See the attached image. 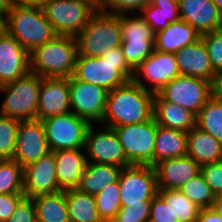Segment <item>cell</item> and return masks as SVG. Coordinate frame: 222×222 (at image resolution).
<instances>
[{"label": "cell", "instance_id": "obj_1", "mask_svg": "<svg viewBox=\"0 0 222 222\" xmlns=\"http://www.w3.org/2000/svg\"><path fill=\"white\" fill-rule=\"evenodd\" d=\"M154 96L132 80L108 91L101 124L110 128L141 123L153 118Z\"/></svg>", "mask_w": 222, "mask_h": 222}, {"label": "cell", "instance_id": "obj_2", "mask_svg": "<svg viewBox=\"0 0 222 222\" xmlns=\"http://www.w3.org/2000/svg\"><path fill=\"white\" fill-rule=\"evenodd\" d=\"M133 73L134 70L127 64L121 48L117 47L101 57L77 54L73 77L111 91L132 80Z\"/></svg>", "mask_w": 222, "mask_h": 222}, {"label": "cell", "instance_id": "obj_3", "mask_svg": "<svg viewBox=\"0 0 222 222\" xmlns=\"http://www.w3.org/2000/svg\"><path fill=\"white\" fill-rule=\"evenodd\" d=\"M6 27L29 53L57 36L40 5L8 3Z\"/></svg>", "mask_w": 222, "mask_h": 222}, {"label": "cell", "instance_id": "obj_4", "mask_svg": "<svg viewBox=\"0 0 222 222\" xmlns=\"http://www.w3.org/2000/svg\"><path fill=\"white\" fill-rule=\"evenodd\" d=\"M78 54L76 37L56 36L30 52V72L42 78L73 76Z\"/></svg>", "mask_w": 222, "mask_h": 222}, {"label": "cell", "instance_id": "obj_5", "mask_svg": "<svg viewBox=\"0 0 222 222\" xmlns=\"http://www.w3.org/2000/svg\"><path fill=\"white\" fill-rule=\"evenodd\" d=\"M76 41L80 56L101 57L104 53L120 47V15L109 13L99 7L76 36Z\"/></svg>", "mask_w": 222, "mask_h": 222}, {"label": "cell", "instance_id": "obj_6", "mask_svg": "<svg viewBox=\"0 0 222 222\" xmlns=\"http://www.w3.org/2000/svg\"><path fill=\"white\" fill-rule=\"evenodd\" d=\"M44 15L57 36L76 37L99 8L91 0H43Z\"/></svg>", "mask_w": 222, "mask_h": 222}, {"label": "cell", "instance_id": "obj_7", "mask_svg": "<svg viewBox=\"0 0 222 222\" xmlns=\"http://www.w3.org/2000/svg\"><path fill=\"white\" fill-rule=\"evenodd\" d=\"M42 77L28 72L15 81L0 86L6 93L0 105V114L17 120L37 119L39 89Z\"/></svg>", "mask_w": 222, "mask_h": 222}, {"label": "cell", "instance_id": "obj_8", "mask_svg": "<svg viewBox=\"0 0 222 222\" xmlns=\"http://www.w3.org/2000/svg\"><path fill=\"white\" fill-rule=\"evenodd\" d=\"M127 160L132 165L154 167L157 124L154 117L141 123L114 128Z\"/></svg>", "mask_w": 222, "mask_h": 222}, {"label": "cell", "instance_id": "obj_9", "mask_svg": "<svg viewBox=\"0 0 222 222\" xmlns=\"http://www.w3.org/2000/svg\"><path fill=\"white\" fill-rule=\"evenodd\" d=\"M50 151L84 149L86 133L91 125L72 111L41 120Z\"/></svg>", "mask_w": 222, "mask_h": 222}, {"label": "cell", "instance_id": "obj_10", "mask_svg": "<svg viewBox=\"0 0 222 222\" xmlns=\"http://www.w3.org/2000/svg\"><path fill=\"white\" fill-rule=\"evenodd\" d=\"M118 182L121 207L130 204H151L157 194L156 172L150 165L122 168Z\"/></svg>", "mask_w": 222, "mask_h": 222}, {"label": "cell", "instance_id": "obj_11", "mask_svg": "<svg viewBox=\"0 0 222 222\" xmlns=\"http://www.w3.org/2000/svg\"><path fill=\"white\" fill-rule=\"evenodd\" d=\"M179 75L175 54L154 49L153 53L135 68L132 81L155 94ZM144 81L151 84L150 88Z\"/></svg>", "mask_w": 222, "mask_h": 222}, {"label": "cell", "instance_id": "obj_12", "mask_svg": "<svg viewBox=\"0 0 222 222\" xmlns=\"http://www.w3.org/2000/svg\"><path fill=\"white\" fill-rule=\"evenodd\" d=\"M102 127L101 131H96L91 124L87 130L84 147L87 162L111 164L121 168L131 166L114 128Z\"/></svg>", "mask_w": 222, "mask_h": 222}, {"label": "cell", "instance_id": "obj_13", "mask_svg": "<svg viewBox=\"0 0 222 222\" xmlns=\"http://www.w3.org/2000/svg\"><path fill=\"white\" fill-rule=\"evenodd\" d=\"M70 87L71 111L90 124L102 122L108 90L105 88L75 79L68 78Z\"/></svg>", "mask_w": 222, "mask_h": 222}, {"label": "cell", "instance_id": "obj_14", "mask_svg": "<svg viewBox=\"0 0 222 222\" xmlns=\"http://www.w3.org/2000/svg\"><path fill=\"white\" fill-rule=\"evenodd\" d=\"M159 94L166 101L182 106L197 116L204 104L211 98L210 82L179 75L166 84Z\"/></svg>", "mask_w": 222, "mask_h": 222}, {"label": "cell", "instance_id": "obj_15", "mask_svg": "<svg viewBox=\"0 0 222 222\" xmlns=\"http://www.w3.org/2000/svg\"><path fill=\"white\" fill-rule=\"evenodd\" d=\"M50 151L44 125L40 119L20 120L13 160L19 165H26L38 161Z\"/></svg>", "mask_w": 222, "mask_h": 222}, {"label": "cell", "instance_id": "obj_16", "mask_svg": "<svg viewBox=\"0 0 222 222\" xmlns=\"http://www.w3.org/2000/svg\"><path fill=\"white\" fill-rule=\"evenodd\" d=\"M23 193L33 198L42 194H53L61 191L56 177L54 152H49L38 161L23 167Z\"/></svg>", "mask_w": 222, "mask_h": 222}, {"label": "cell", "instance_id": "obj_17", "mask_svg": "<svg viewBox=\"0 0 222 222\" xmlns=\"http://www.w3.org/2000/svg\"><path fill=\"white\" fill-rule=\"evenodd\" d=\"M30 72V53L7 31L0 36V86Z\"/></svg>", "mask_w": 222, "mask_h": 222}, {"label": "cell", "instance_id": "obj_18", "mask_svg": "<svg viewBox=\"0 0 222 222\" xmlns=\"http://www.w3.org/2000/svg\"><path fill=\"white\" fill-rule=\"evenodd\" d=\"M71 112L68 78H42L39 89L37 119Z\"/></svg>", "mask_w": 222, "mask_h": 222}, {"label": "cell", "instance_id": "obj_19", "mask_svg": "<svg viewBox=\"0 0 222 222\" xmlns=\"http://www.w3.org/2000/svg\"><path fill=\"white\" fill-rule=\"evenodd\" d=\"M180 19L198 33L222 29V15L213 0H178Z\"/></svg>", "mask_w": 222, "mask_h": 222}, {"label": "cell", "instance_id": "obj_20", "mask_svg": "<svg viewBox=\"0 0 222 222\" xmlns=\"http://www.w3.org/2000/svg\"><path fill=\"white\" fill-rule=\"evenodd\" d=\"M157 188L179 190L200 173V165L191 157L166 159L154 166Z\"/></svg>", "mask_w": 222, "mask_h": 222}, {"label": "cell", "instance_id": "obj_21", "mask_svg": "<svg viewBox=\"0 0 222 222\" xmlns=\"http://www.w3.org/2000/svg\"><path fill=\"white\" fill-rule=\"evenodd\" d=\"M180 75L211 81L214 70L210 63L206 46L200 38L195 43L184 46L175 53Z\"/></svg>", "mask_w": 222, "mask_h": 222}, {"label": "cell", "instance_id": "obj_22", "mask_svg": "<svg viewBox=\"0 0 222 222\" xmlns=\"http://www.w3.org/2000/svg\"><path fill=\"white\" fill-rule=\"evenodd\" d=\"M84 150V151H83ZM85 149L57 150L56 177L62 190L75 189L87 164Z\"/></svg>", "mask_w": 222, "mask_h": 222}, {"label": "cell", "instance_id": "obj_23", "mask_svg": "<svg viewBox=\"0 0 222 222\" xmlns=\"http://www.w3.org/2000/svg\"><path fill=\"white\" fill-rule=\"evenodd\" d=\"M153 117L157 125L188 133L196 126L197 116L182 106L166 101L159 93H155Z\"/></svg>", "mask_w": 222, "mask_h": 222}, {"label": "cell", "instance_id": "obj_24", "mask_svg": "<svg viewBox=\"0 0 222 222\" xmlns=\"http://www.w3.org/2000/svg\"><path fill=\"white\" fill-rule=\"evenodd\" d=\"M199 39L198 31L189 23L180 19L155 33L154 48L160 52L175 54L184 46L191 45Z\"/></svg>", "mask_w": 222, "mask_h": 222}, {"label": "cell", "instance_id": "obj_25", "mask_svg": "<svg viewBox=\"0 0 222 222\" xmlns=\"http://www.w3.org/2000/svg\"><path fill=\"white\" fill-rule=\"evenodd\" d=\"M121 170V167L111 164L87 162L75 189L89 195H96L110 184L117 182Z\"/></svg>", "mask_w": 222, "mask_h": 222}, {"label": "cell", "instance_id": "obj_26", "mask_svg": "<svg viewBox=\"0 0 222 222\" xmlns=\"http://www.w3.org/2000/svg\"><path fill=\"white\" fill-rule=\"evenodd\" d=\"M187 156L199 165L222 161V143L197 126L188 133Z\"/></svg>", "mask_w": 222, "mask_h": 222}, {"label": "cell", "instance_id": "obj_27", "mask_svg": "<svg viewBox=\"0 0 222 222\" xmlns=\"http://www.w3.org/2000/svg\"><path fill=\"white\" fill-rule=\"evenodd\" d=\"M188 135L186 132L157 125L154 166L166 159L187 156Z\"/></svg>", "mask_w": 222, "mask_h": 222}, {"label": "cell", "instance_id": "obj_28", "mask_svg": "<svg viewBox=\"0 0 222 222\" xmlns=\"http://www.w3.org/2000/svg\"><path fill=\"white\" fill-rule=\"evenodd\" d=\"M37 222H70L65 190L32 198Z\"/></svg>", "mask_w": 222, "mask_h": 222}, {"label": "cell", "instance_id": "obj_29", "mask_svg": "<svg viewBox=\"0 0 222 222\" xmlns=\"http://www.w3.org/2000/svg\"><path fill=\"white\" fill-rule=\"evenodd\" d=\"M140 12L155 33L180 20L178 0H150Z\"/></svg>", "mask_w": 222, "mask_h": 222}, {"label": "cell", "instance_id": "obj_30", "mask_svg": "<svg viewBox=\"0 0 222 222\" xmlns=\"http://www.w3.org/2000/svg\"><path fill=\"white\" fill-rule=\"evenodd\" d=\"M65 197L70 222H103L98 215L94 195L67 189Z\"/></svg>", "mask_w": 222, "mask_h": 222}, {"label": "cell", "instance_id": "obj_31", "mask_svg": "<svg viewBox=\"0 0 222 222\" xmlns=\"http://www.w3.org/2000/svg\"><path fill=\"white\" fill-rule=\"evenodd\" d=\"M170 211L179 222H196L201 208L192 202L181 191L176 189L157 188Z\"/></svg>", "mask_w": 222, "mask_h": 222}, {"label": "cell", "instance_id": "obj_32", "mask_svg": "<svg viewBox=\"0 0 222 222\" xmlns=\"http://www.w3.org/2000/svg\"><path fill=\"white\" fill-rule=\"evenodd\" d=\"M196 126L222 143V101L210 98L199 111Z\"/></svg>", "mask_w": 222, "mask_h": 222}, {"label": "cell", "instance_id": "obj_33", "mask_svg": "<svg viewBox=\"0 0 222 222\" xmlns=\"http://www.w3.org/2000/svg\"><path fill=\"white\" fill-rule=\"evenodd\" d=\"M120 23L122 41H155V32L140 13L120 14Z\"/></svg>", "mask_w": 222, "mask_h": 222}, {"label": "cell", "instance_id": "obj_34", "mask_svg": "<svg viewBox=\"0 0 222 222\" xmlns=\"http://www.w3.org/2000/svg\"><path fill=\"white\" fill-rule=\"evenodd\" d=\"M23 167L13 159L0 163V194L23 193Z\"/></svg>", "mask_w": 222, "mask_h": 222}, {"label": "cell", "instance_id": "obj_35", "mask_svg": "<svg viewBox=\"0 0 222 222\" xmlns=\"http://www.w3.org/2000/svg\"><path fill=\"white\" fill-rule=\"evenodd\" d=\"M98 215L103 222H111L121 208L119 182H115L94 195Z\"/></svg>", "mask_w": 222, "mask_h": 222}, {"label": "cell", "instance_id": "obj_36", "mask_svg": "<svg viewBox=\"0 0 222 222\" xmlns=\"http://www.w3.org/2000/svg\"><path fill=\"white\" fill-rule=\"evenodd\" d=\"M179 191L201 209L211 208L216 197L201 173L186 182Z\"/></svg>", "mask_w": 222, "mask_h": 222}, {"label": "cell", "instance_id": "obj_37", "mask_svg": "<svg viewBox=\"0 0 222 222\" xmlns=\"http://www.w3.org/2000/svg\"><path fill=\"white\" fill-rule=\"evenodd\" d=\"M20 120L0 114V158L13 159Z\"/></svg>", "mask_w": 222, "mask_h": 222}, {"label": "cell", "instance_id": "obj_38", "mask_svg": "<svg viewBox=\"0 0 222 222\" xmlns=\"http://www.w3.org/2000/svg\"><path fill=\"white\" fill-rule=\"evenodd\" d=\"M155 41H122L120 48L127 64L135 68L154 51Z\"/></svg>", "mask_w": 222, "mask_h": 222}, {"label": "cell", "instance_id": "obj_39", "mask_svg": "<svg viewBox=\"0 0 222 222\" xmlns=\"http://www.w3.org/2000/svg\"><path fill=\"white\" fill-rule=\"evenodd\" d=\"M214 71L222 69V29L200 35Z\"/></svg>", "mask_w": 222, "mask_h": 222}, {"label": "cell", "instance_id": "obj_40", "mask_svg": "<svg viewBox=\"0 0 222 222\" xmlns=\"http://www.w3.org/2000/svg\"><path fill=\"white\" fill-rule=\"evenodd\" d=\"M151 204H130L121 207L111 222H149Z\"/></svg>", "mask_w": 222, "mask_h": 222}, {"label": "cell", "instance_id": "obj_41", "mask_svg": "<svg viewBox=\"0 0 222 222\" xmlns=\"http://www.w3.org/2000/svg\"><path fill=\"white\" fill-rule=\"evenodd\" d=\"M150 0H104L101 9L113 14L138 13ZM136 11V12H134Z\"/></svg>", "mask_w": 222, "mask_h": 222}, {"label": "cell", "instance_id": "obj_42", "mask_svg": "<svg viewBox=\"0 0 222 222\" xmlns=\"http://www.w3.org/2000/svg\"><path fill=\"white\" fill-rule=\"evenodd\" d=\"M200 173L214 194H222V161L200 165Z\"/></svg>", "mask_w": 222, "mask_h": 222}, {"label": "cell", "instance_id": "obj_43", "mask_svg": "<svg viewBox=\"0 0 222 222\" xmlns=\"http://www.w3.org/2000/svg\"><path fill=\"white\" fill-rule=\"evenodd\" d=\"M149 222H179L158 193L151 202Z\"/></svg>", "mask_w": 222, "mask_h": 222}, {"label": "cell", "instance_id": "obj_44", "mask_svg": "<svg viewBox=\"0 0 222 222\" xmlns=\"http://www.w3.org/2000/svg\"><path fill=\"white\" fill-rule=\"evenodd\" d=\"M7 222H37L35 205L32 198L24 197Z\"/></svg>", "mask_w": 222, "mask_h": 222}, {"label": "cell", "instance_id": "obj_45", "mask_svg": "<svg viewBox=\"0 0 222 222\" xmlns=\"http://www.w3.org/2000/svg\"><path fill=\"white\" fill-rule=\"evenodd\" d=\"M25 194H0V222H7Z\"/></svg>", "mask_w": 222, "mask_h": 222}, {"label": "cell", "instance_id": "obj_46", "mask_svg": "<svg viewBox=\"0 0 222 222\" xmlns=\"http://www.w3.org/2000/svg\"><path fill=\"white\" fill-rule=\"evenodd\" d=\"M211 98L222 101V69L214 72L210 81Z\"/></svg>", "mask_w": 222, "mask_h": 222}, {"label": "cell", "instance_id": "obj_47", "mask_svg": "<svg viewBox=\"0 0 222 222\" xmlns=\"http://www.w3.org/2000/svg\"><path fill=\"white\" fill-rule=\"evenodd\" d=\"M196 222H222V218L211 208H204L200 210Z\"/></svg>", "mask_w": 222, "mask_h": 222}, {"label": "cell", "instance_id": "obj_48", "mask_svg": "<svg viewBox=\"0 0 222 222\" xmlns=\"http://www.w3.org/2000/svg\"><path fill=\"white\" fill-rule=\"evenodd\" d=\"M211 209L220 215L222 218V194L217 195L212 203Z\"/></svg>", "mask_w": 222, "mask_h": 222}, {"label": "cell", "instance_id": "obj_49", "mask_svg": "<svg viewBox=\"0 0 222 222\" xmlns=\"http://www.w3.org/2000/svg\"><path fill=\"white\" fill-rule=\"evenodd\" d=\"M43 0H7V3L40 5Z\"/></svg>", "mask_w": 222, "mask_h": 222}, {"label": "cell", "instance_id": "obj_50", "mask_svg": "<svg viewBox=\"0 0 222 222\" xmlns=\"http://www.w3.org/2000/svg\"><path fill=\"white\" fill-rule=\"evenodd\" d=\"M7 0H0V17H6Z\"/></svg>", "mask_w": 222, "mask_h": 222}, {"label": "cell", "instance_id": "obj_51", "mask_svg": "<svg viewBox=\"0 0 222 222\" xmlns=\"http://www.w3.org/2000/svg\"><path fill=\"white\" fill-rule=\"evenodd\" d=\"M6 17H0V36L6 32Z\"/></svg>", "mask_w": 222, "mask_h": 222}, {"label": "cell", "instance_id": "obj_52", "mask_svg": "<svg viewBox=\"0 0 222 222\" xmlns=\"http://www.w3.org/2000/svg\"><path fill=\"white\" fill-rule=\"evenodd\" d=\"M222 15V0H213Z\"/></svg>", "mask_w": 222, "mask_h": 222}, {"label": "cell", "instance_id": "obj_53", "mask_svg": "<svg viewBox=\"0 0 222 222\" xmlns=\"http://www.w3.org/2000/svg\"><path fill=\"white\" fill-rule=\"evenodd\" d=\"M91 1L94 2L98 7H100L104 0H91Z\"/></svg>", "mask_w": 222, "mask_h": 222}]
</instances>
